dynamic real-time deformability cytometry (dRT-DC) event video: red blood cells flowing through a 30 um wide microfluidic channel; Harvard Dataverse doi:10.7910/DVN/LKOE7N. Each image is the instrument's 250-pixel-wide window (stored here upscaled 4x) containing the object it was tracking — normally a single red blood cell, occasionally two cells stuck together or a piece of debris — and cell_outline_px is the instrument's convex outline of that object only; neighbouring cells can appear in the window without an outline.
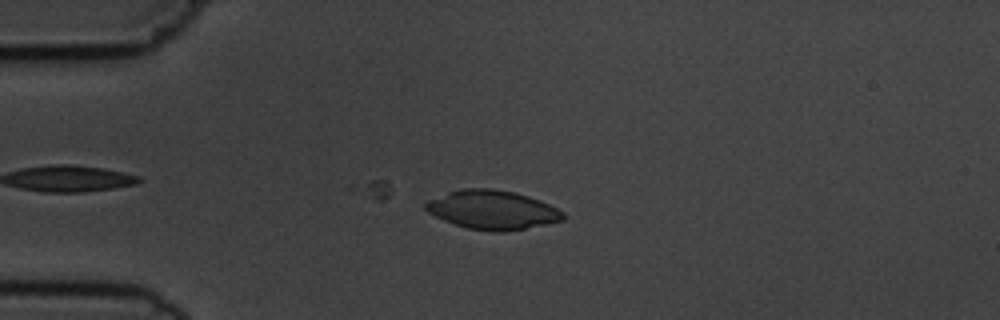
{"species": "common noctule bat (a hibernating species)", "species_latin": "Nyctalus noctula", "temperature_condition": "cold", "stored_images_in_passage": 10, "camera_frame_rate_fps": 3000, "um_per_image_px": 0.085, "animal": {"sex": "male", "body_mass_g": 19.5, "forearm_length_mm": 54.6}, "frame": {"image": 1, "passage_image": 4, "time_ms": 3.333, "image_size_px": [1000, 320], "cell_outline_px": [[564, 220], [504, 232], [492, 232], [468, 228], [444, 220], [428, 212], [424, 208], [424, 204], [428, 200], [448, 192], [460, 188], [488, 188], [516, 192], [540, 200], [564, 212]], "centroid_in_image_um": [41.84, 17.83], "position_along_channel_um": 43.2, "area_um2": 31.04}}
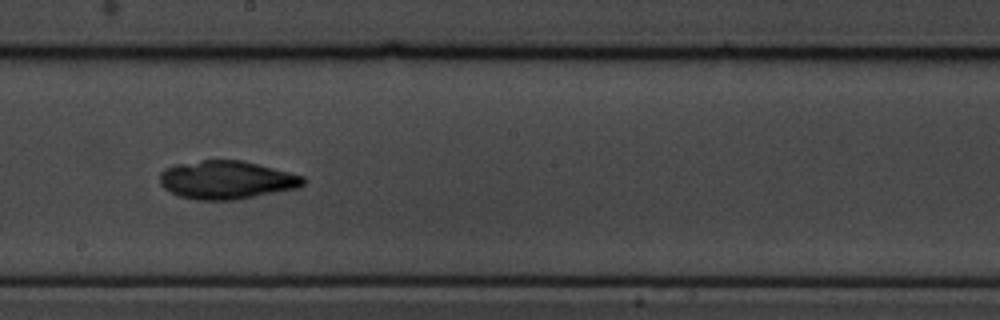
{"frame": {"image": 2, "passage_image": 9, "time_ms": 9.0, "image_size_px": [1000, 320], "cell_outline_px": [[304, 184], [296, 188], [236, 200], [196, 200], [180, 196], [164, 188], [160, 184], [160, 172], [164, 168], [176, 164], [204, 160], [244, 160], [304, 176]], "centroid_in_image_um": [19.24, 15.29], "position_along_channel_um": 229.0, "area_um2": 31.96}}
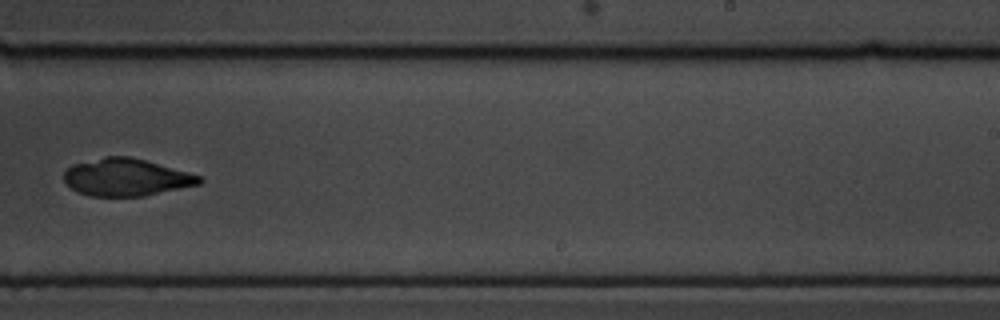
{"frame": {"image": 3, "passage_image": 10, "time_ms": 10.333, "image_size_px": [1000, 320], "cell_outline_px": [[204, 180], [200, 184], [144, 196], [88, 196], [76, 192], [64, 180], [64, 172], [72, 164], [104, 156], [132, 156], [188, 172], [200, 176]], "centroid_in_image_um": [10.71, 15.06], "position_along_channel_um": 278.3, "area_um2": 29.54}}